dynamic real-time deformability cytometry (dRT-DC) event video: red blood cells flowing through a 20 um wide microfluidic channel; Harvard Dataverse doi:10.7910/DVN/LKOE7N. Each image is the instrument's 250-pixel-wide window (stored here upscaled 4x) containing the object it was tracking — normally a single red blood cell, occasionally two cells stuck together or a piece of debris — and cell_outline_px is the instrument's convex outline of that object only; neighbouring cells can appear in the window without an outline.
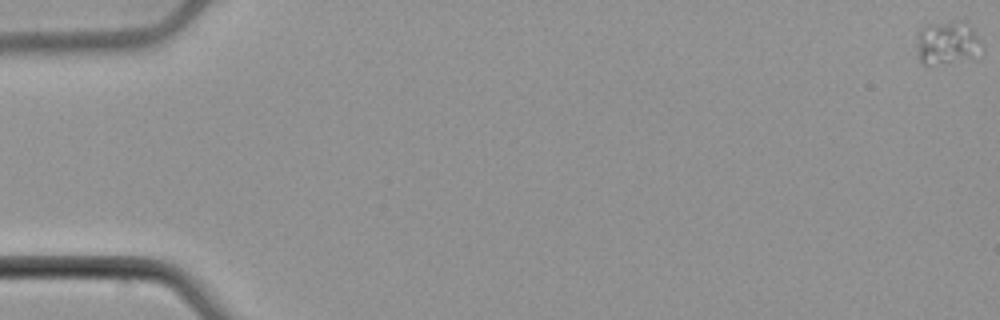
{"species": "common noctule bat (a hibernating species)", "species_latin": "Nyctalus noctula", "temperature_condition": "cold", "stored_images_in_passage": 56, "camera_frame_rate_fps": 3000, "um_per_image_px": 0.085, "animal": {"sex": "male", "body_mass_g": 21.5, "forearm_length_mm": 52.0}, "frame": {"image": 1, "passage_image": 1, "time_ms": 0.0, "image_size_px": [1000, 320], "cell_outline_px": [[976, 40], [968, 56], [948, 64], [920, 64], [916, 52], [916, 48], [920, 28], [924, 24], [956, 20], [960, 20], [972, 28], [976, 32]], "centroid_in_image_um": [80.3, 3.59], "position_along_channel_um": 4.7, "area_um2": 15.61}}
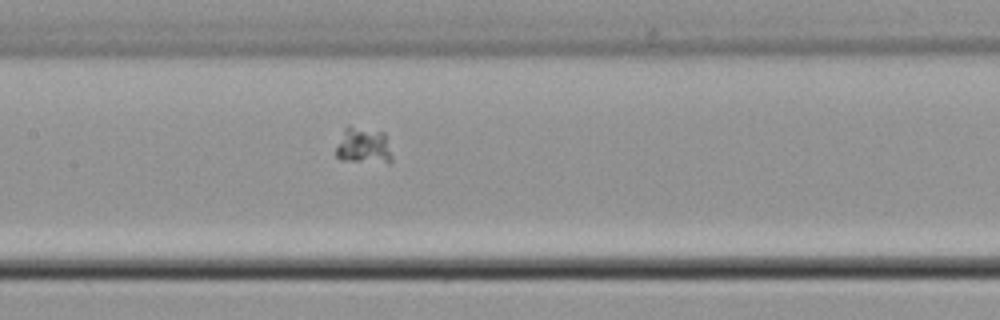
{"frame": {"image": 2, "passage_image": 28, "time_ms": 9.0, "image_size_px": [1000, 320], "cell_outline_px": [[392, 160], [388, 164], [340, 160], [336, 156], [336, 148], [344, 128], [348, 124], [384, 132], [392, 156]], "centroid_in_image_um": [30.89, 12.39], "position_along_channel_um": 176.5, "area_um2": 12.2}}
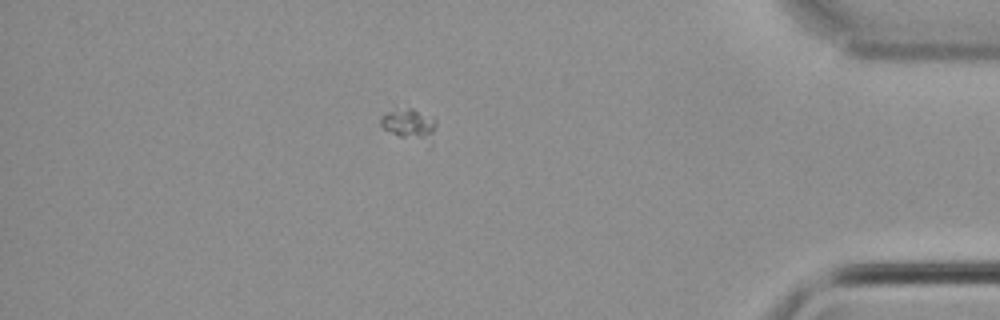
{"frame": {"image": 3, "passage_image": 49, "time_ms": 16.0, "image_size_px": [1000, 320], "cell_outline_px": [[436, 124], [432, 144], [428, 148], [400, 136], [384, 128], [380, 124], [380, 120], [388, 112], [408, 108], [412, 108], [436, 120]], "centroid_in_image_um": [34.91, 10.68], "position_along_channel_um": 400.3, "area_um2": 10.23}}